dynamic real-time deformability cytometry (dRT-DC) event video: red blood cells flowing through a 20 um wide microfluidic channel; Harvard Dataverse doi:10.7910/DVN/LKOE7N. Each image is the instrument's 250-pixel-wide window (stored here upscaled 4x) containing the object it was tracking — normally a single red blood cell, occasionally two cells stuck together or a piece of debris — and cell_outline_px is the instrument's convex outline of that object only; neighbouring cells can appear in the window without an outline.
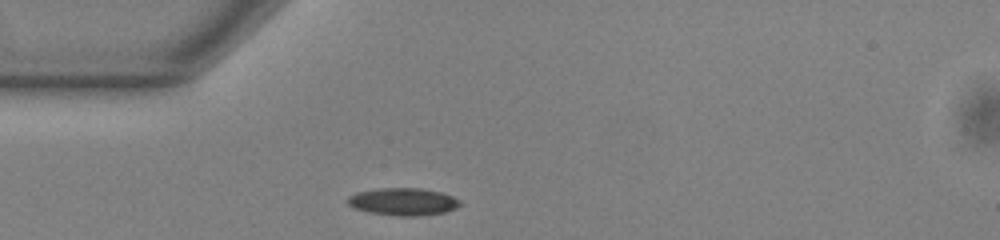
{"species": "common noctule bat (a hibernating species)", "species_latin": "Nyctalus noctula", "temperature_condition": "warm", "stored_images_in_passage": 39, "camera_frame_rate_fps": 3000, "um_per_image_px": 0.085, "animal": {"sex": "male", "body_mass_g": 13.0, "forearm_length_mm": 53.1}, "frame": {"image": 1, "passage_image": 1, "time_ms": 0.0, "image_size_px": [1000, 240], "cell_outline_px": [[460, 204], [456, 208], [444, 212], [420, 216], [396, 216], [368, 212], [352, 208], [344, 200], [348, 196], [356, 192], [380, 188], [420, 188], [440, 192], [452, 196], [460, 200]], "centroid_in_image_um": [34.2, 17.14], "position_along_channel_um": 50.8, "area_um2": 18.15}}
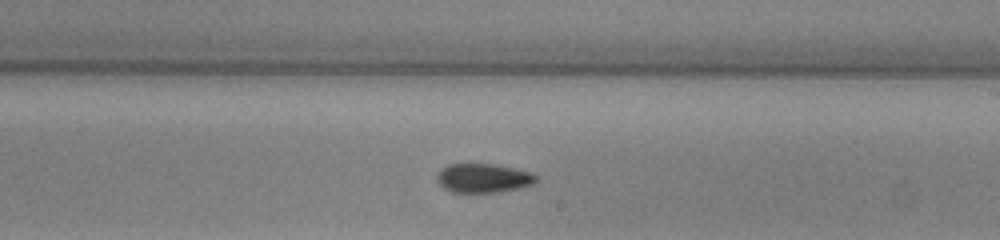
{"frame": {"image": 2, "passage_image": 17, "time_ms": 5.333, "image_size_px": [1000, 240], "cell_outline_px": [[536, 184], [520, 188], [500, 192], [452, 192], [444, 188], [436, 180], [436, 176], [448, 164], [492, 164], [532, 172], [536, 176]], "centroid_in_image_um": [41.11, 15.15], "position_along_channel_um": 247.9, "area_um2": 16.7}}
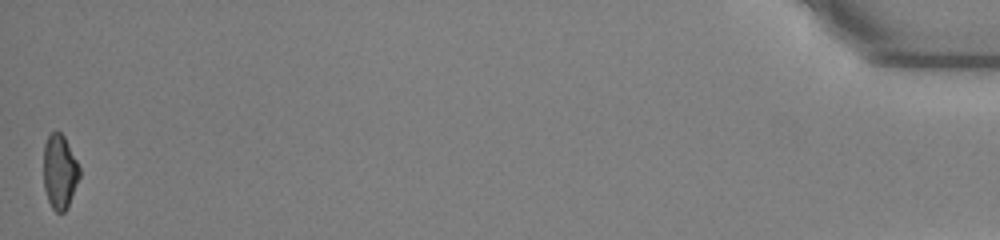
{"frame": {"image": 3, "passage_image": 39, "time_ms": 12.667, "image_size_px": [1000, 240], "cell_outline_px": [[80, 176], [68, 208], [64, 212], [56, 212], [52, 208], [48, 200], [44, 188], [44, 144], [48, 136], [52, 132], [60, 132], [64, 136], [80, 168]], "centroid_in_image_um": [5.08, 14.62], "position_along_channel_um": 430.1, "area_um2": 15.55}, "authors_computed_cell_mechanics": {"area_um2": 16.7042, "velocity_mm_per_s": 3.8756, "shape_relaxation_time_tau1_ms": 3.8791, "shape_relaxation_time_tau2_ms": 6.1076, "deformation_change_tau1": 0.1277, "deformation_change_tau2": 0.1247}}